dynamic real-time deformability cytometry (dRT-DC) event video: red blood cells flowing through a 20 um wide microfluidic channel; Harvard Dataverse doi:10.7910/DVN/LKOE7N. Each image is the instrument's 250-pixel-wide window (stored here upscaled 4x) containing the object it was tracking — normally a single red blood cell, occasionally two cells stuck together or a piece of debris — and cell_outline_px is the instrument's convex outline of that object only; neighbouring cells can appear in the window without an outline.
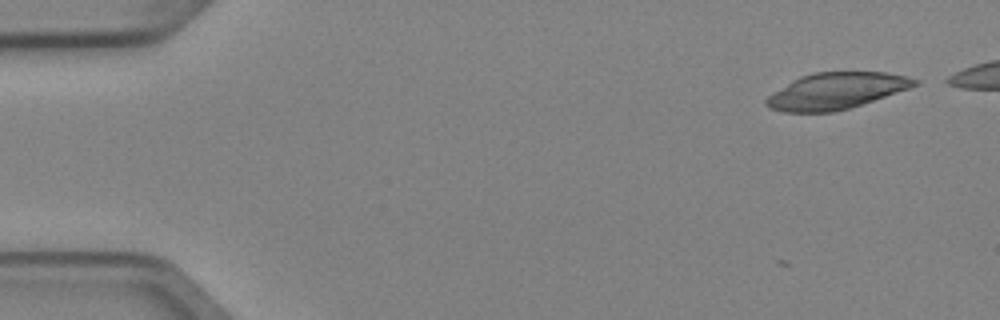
{"species": "Egyptian fruit bat (a non-hibernating species)", "species_latin": "Rousettus aegyptiacus", "temperature_condition": "cold", "stored_images_in_passage": 4, "camera_frame_rate_fps": 3000, "um_per_image_px": 0.085, "animal": {"sex": "female"}, "frame": {"image": 1, "passage_image": 1, "time_ms": 0.0, "image_size_px": [1000, 320], "cell_outline_px": [[920, 84], [848, 108], [832, 112], [784, 112], [768, 108], [764, 104], [764, 100], [768, 96], [792, 80], [800, 76], [816, 72], [888, 72], [920, 80]], "centroid_in_image_um": [71.03, 7.72], "position_along_channel_um": 14.0, "area_um2": 31.1}}